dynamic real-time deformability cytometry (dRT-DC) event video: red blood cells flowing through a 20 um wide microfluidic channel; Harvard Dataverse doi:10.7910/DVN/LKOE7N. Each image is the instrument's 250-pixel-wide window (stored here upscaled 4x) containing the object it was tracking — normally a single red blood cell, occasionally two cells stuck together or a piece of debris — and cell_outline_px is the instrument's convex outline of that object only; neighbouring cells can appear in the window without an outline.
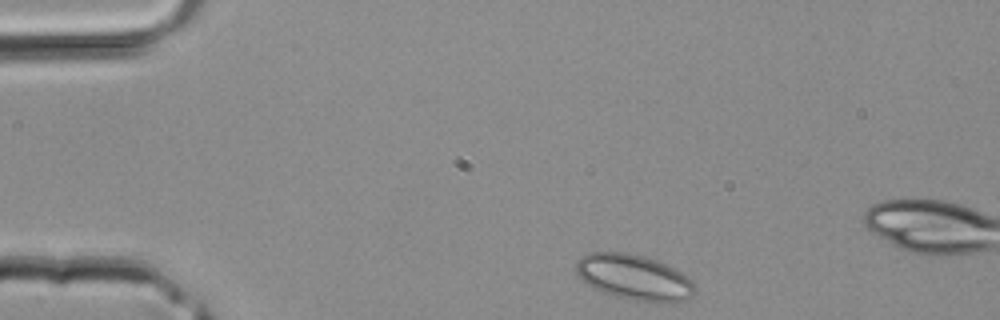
{"species": "common noctule bat (a hibernating species)", "species_latin": "Nyctalus noctula", "temperature_condition": "room temperature", "stored_images_in_passage": 6, "camera_frame_rate_fps": 3000, "um_per_image_px": 0.085, "animal": {"sex": "male", "body_mass_g": 20.4}, "frame": {"image": 1, "passage_image": 1, "time_ms": 0.0, "image_size_px": [1000, 320], "cell_outline_px": [[696, 292], [688, 300], [672, 304], [656, 304], [632, 300], [616, 296], [604, 292], [588, 284], [576, 272], [576, 260], [580, 256], [588, 252], [628, 252], [644, 256], [656, 260], [680, 272], [692, 280], [696, 288]], "centroid_in_image_um": [53.95, 23.6], "position_along_channel_um": 31.0, "area_um2": 31.91}}